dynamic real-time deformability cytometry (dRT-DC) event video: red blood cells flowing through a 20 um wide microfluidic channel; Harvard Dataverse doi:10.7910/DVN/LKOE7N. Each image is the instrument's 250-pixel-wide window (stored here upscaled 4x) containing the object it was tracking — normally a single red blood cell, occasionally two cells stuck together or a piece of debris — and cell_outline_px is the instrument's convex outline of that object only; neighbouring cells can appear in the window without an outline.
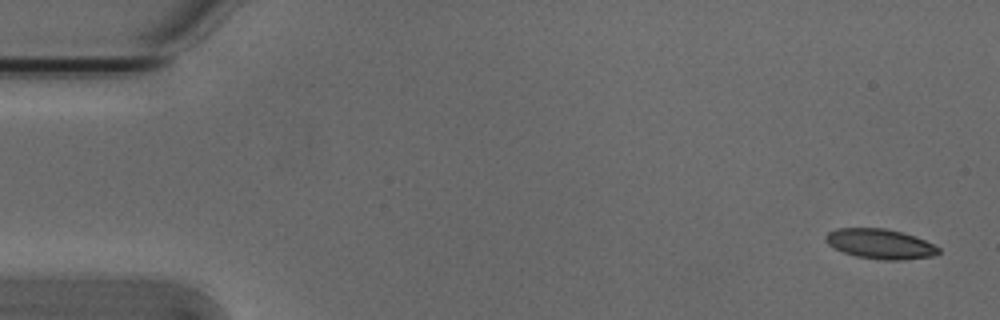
{"species": "Egyptian fruit bat (a non-hibernating species)", "species_latin": "Rousettus aegyptiacus", "temperature_condition": "cold", "stored_images_in_passage": 8, "camera_frame_rate_fps": 3000, "um_per_image_px": 0.085, "animal": {"sex": "male"}, "frame": {"image": 1, "passage_image": 1, "time_ms": 0.0, "image_size_px": [1000, 320], "cell_outline_px": [[940, 252], [932, 256], [900, 260], [884, 260], [856, 256], [844, 252], [828, 244], [824, 240], [824, 236], [828, 232], [836, 228], [884, 228], [900, 232], [924, 240], [940, 248]], "centroid_in_image_um": [74.78, 20.73], "position_along_channel_um": 10.2, "area_um2": 19.42}}
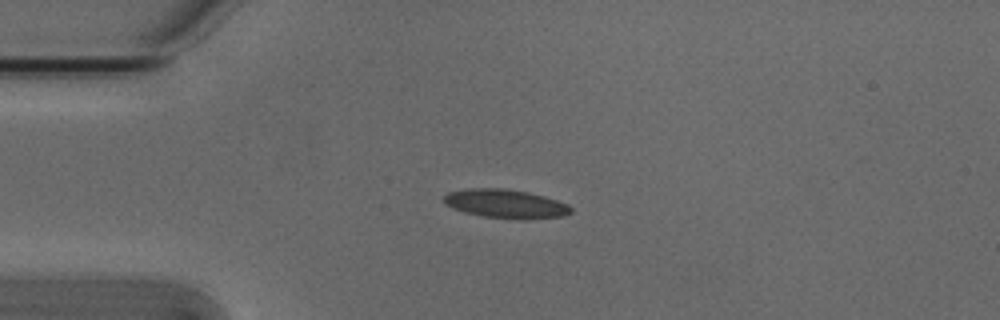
{"frame": {"image": 2, "passage_image": 4, "time_ms": 1.0, "image_size_px": [1000, 320], "cell_outline_px": [[572, 212], [564, 216], [524, 220], [520, 220], [480, 216], [464, 212], [452, 208], [444, 204], [444, 196], [448, 192], [468, 188], [504, 188], [528, 192], [544, 196], [568, 204], [572, 208]], "centroid_in_image_um": [42.98, 17.33], "position_along_channel_um": 42.0, "area_um2": 21.62}}
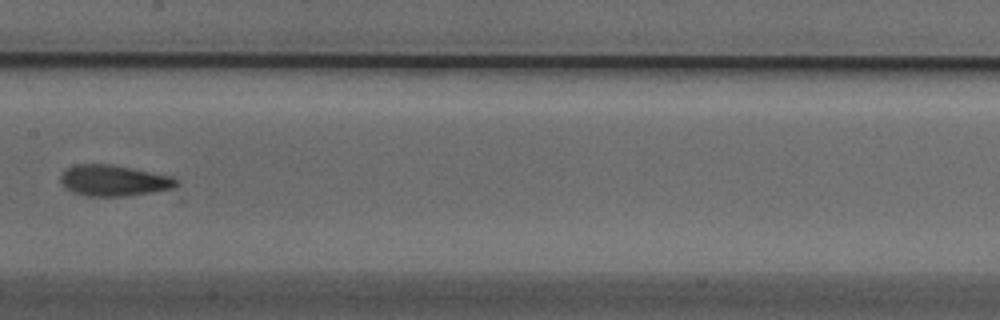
{"frame": {"image": 3, "passage_image": 8, "time_ms": 2.333, "image_size_px": [1000, 320], "cell_outline_px": [[180, 184], [172, 188], [152, 192], [124, 196], [84, 196], [72, 192], [64, 188], [60, 180], [60, 176], [64, 168], [76, 164], [112, 164], [172, 176], [180, 180]], "centroid_in_image_um": [9.64, 15.34], "position_along_channel_um": 197.8, "area_um2": 21.21}}